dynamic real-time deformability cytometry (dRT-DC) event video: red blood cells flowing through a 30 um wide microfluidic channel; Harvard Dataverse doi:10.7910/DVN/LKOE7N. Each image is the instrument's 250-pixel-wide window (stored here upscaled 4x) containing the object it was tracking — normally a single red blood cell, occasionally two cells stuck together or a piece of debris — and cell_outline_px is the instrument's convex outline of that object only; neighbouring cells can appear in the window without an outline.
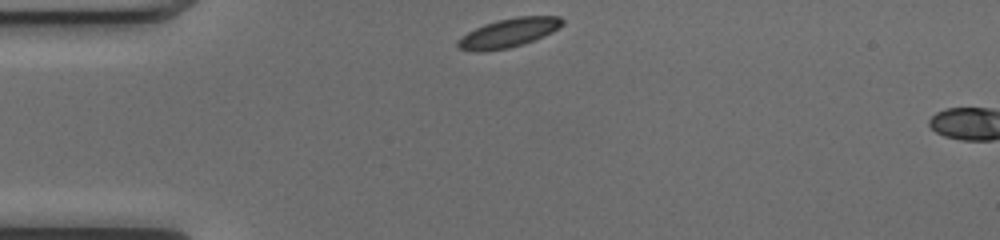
{"species": "common noctule bat (a hibernating species)", "species_latin": "Nyctalus noctula", "temperature_condition": "cold", "stored_images_in_passage": 4, "camera_frame_rate_fps": 3000, "um_per_image_px": 0.085, "animal": {"sex": "female", "body_mass_g": 17.0, "forearm_length_mm": 48.0}, "frame": {"image": 1, "passage_image": 1, "time_ms": 0.0, "image_size_px": [1000, 240], "cell_outline_px": [[564, 24], [552, 32], [524, 44], [508, 48], [484, 52], [476, 52], [460, 48], [456, 44], [456, 40], [460, 36], [484, 24], [496, 20], [516, 16], [560, 16], [564, 20]], "centroid_in_image_um": [43.22, 2.79], "position_along_channel_um": 41.8, "area_um2": 17.8}}